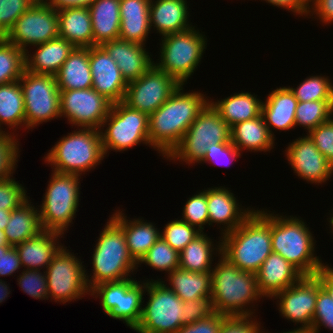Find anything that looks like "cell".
I'll use <instances>...</instances> for the list:
<instances>
[{"mask_svg": "<svg viewBox=\"0 0 333 333\" xmlns=\"http://www.w3.org/2000/svg\"><path fill=\"white\" fill-rule=\"evenodd\" d=\"M10 286L5 280L0 279V304L4 302L8 297H10Z\"/></svg>", "mask_w": 333, "mask_h": 333, "instance_id": "60", "label": "cell"}, {"mask_svg": "<svg viewBox=\"0 0 333 333\" xmlns=\"http://www.w3.org/2000/svg\"><path fill=\"white\" fill-rule=\"evenodd\" d=\"M22 264L15 247L11 245L0 246V278L1 276H13L14 273L21 272Z\"/></svg>", "mask_w": 333, "mask_h": 333, "instance_id": "55", "label": "cell"}, {"mask_svg": "<svg viewBox=\"0 0 333 333\" xmlns=\"http://www.w3.org/2000/svg\"><path fill=\"white\" fill-rule=\"evenodd\" d=\"M59 37L57 10L37 0L14 23L4 38L24 52ZM30 46H32L30 48ZM29 47V48H28Z\"/></svg>", "mask_w": 333, "mask_h": 333, "instance_id": "15", "label": "cell"}, {"mask_svg": "<svg viewBox=\"0 0 333 333\" xmlns=\"http://www.w3.org/2000/svg\"><path fill=\"white\" fill-rule=\"evenodd\" d=\"M226 315L213 312L205 319L183 325L176 333H218Z\"/></svg>", "mask_w": 333, "mask_h": 333, "instance_id": "54", "label": "cell"}, {"mask_svg": "<svg viewBox=\"0 0 333 333\" xmlns=\"http://www.w3.org/2000/svg\"><path fill=\"white\" fill-rule=\"evenodd\" d=\"M112 103L93 88L60 90V117L67 118L71 128L100 130Z\"/></svg>", "mask_w": 333, "mask_h": 333, "instance_id": "16", "label": "cell"}, {"mask_svg": "<svg viewBox=\"0 0 333 333\" xmlns=\"http://www.w3.org/2000/svg\"><path fill=\"white\" fill-rule=\"evenodd\" d=\"M26 193V187L14 177L0 180V209L13 211L19 208L30 198Z\"/></svg>", "mask_w": 333, "mask_h": 333, "instance_id": "47", "label": "cell"}, {"mask_svg": "<svg viewBox=\"0 0 333 333\" xmlns=\"http://www.w3.org/2000/svg\"><path fill=\"white\" fill-rule=\"evenodd\" d=\"M93 29V46L119 39L120 0H95L89 7Z\"/></svg>", "mask_w": 333, "mask_h": 333, "instance_id": "34", "label": "cell"}, {"mask_svg": "<svg viewBox=\"0 0 333 333\" xmlns=\"http://www.w3.org/2000/svg\"><path fill=\"white\" fill-rule=\"evenodd\" d=\"M264 98L266 99H263L261 114L270 134L275 138L274 130L286 132L295 129V110L298 100L290 88L276 87Z\"/></svg>", "mask_w": 333, "mask_h": 333, "instance_id": "25", "label": "cell"}, {"mask_svg": "<svg viewBox=\"0 0 333 333\" xmlns=\"http://www.w3.org/2000/svg\"><path fill=\"white\" fill-rule=\"evenodd\" d=\"M306 221L275 210L271 211V243L274 253H278L304 276H314L325 264L321 256H316L315 236Z\"/></svg>", "mask_w": 333, "mask_h": 333, "instance_id": "4", "label": "cell"}, {"mask_svg": "<svg viewBox=\"0 0 333 333\" xmlns=\"http://www.w3.org/2000/svg\"><path fill=\"white\" fill-rule=\"evenodd\" d=\"M184 86L180 84L169 99L149 115V143L164 160L209 102V96L200 90L184 92Z\"/></svg>", "mask_w": 333, "mask_h": 333, "instance_id": "1", "label": "cell"}, {"mask_svg": "<svg viewBox=\"0 0 333 333\" xmlns=\"http://www.w3.org/2000/svg\"><path fill=\"white\" fill-rule=\"evenodd\" d=\"M63 236L57 232L43 230L37 236L16 245L22 268L44 271L64 246L60 241Z\"/></svg>", "mask_w": 333, "mask_h": 333, "instance_id": "27", "label": "cell"}, {"mask_svg": "<svg viewBox=\"0 0 333 333\" xmlns=\"http://www.w3.org/2000/svg\"><path fill=\"white\" fill-rule=\"evenodd\" d=\"M7 128L11 131L6 130ZM21 128L25 130L24 98L20 83L14 81L2 84L0 85V130L18 135L19 131L15 132Z\"/></svg>", "mask_w": 333, "mask_h": 333, "instance_id": "38", "label": "cell"}, {"mask_svg": "<svg viewBox=\"0 0 333 333\" xmlns=\"http://www.w3.org/2000/svg\"><path fill=\"white\" fill-rule=\"evenodd\" d=\"M43 157L51 171L78 175L81 177L102 164L106 158L100 130L77 128L59 138Z\"/></svg>", "mask_w": 333, "mask_h": 333, "instance_id": "6", "label": "cell"}, {"mask_svg": "<svg viewBox=\"0 0 333 333\" xmlns=\"http://www.w3.org/2000/svg\"><path fill=\"white\" fill-rule=\"evenodd\" d=\"M100 133L107 157L111 151L123 153L140 144L154 149L149 143V115L130 108L123 101L112 104Z\"/></svg>", "mask_w": 333, "mask_h": 333, "instance_id": "10", "label": "cell"}, {"mask_svg": "<svg viewBox=\"0 0 333 333\" xmlns=\"http://www.w3.org/2000/svg\"><path fill=\"white\" fill-rule=\"evenodd\" d=\"M298 102L305 101H333V83L329 76H307L297 87H290Z\"/></svg>", "mask_w": 333, "mask_h": 333, "instance_id": "41", "label": "cell"}, {"mask_svg": "<svg viewBox=\"0 0 333 333\" xmlns=\"http://www.w3.org/2000/svg\"><path fill=\"white\" fill-rule=\"evenodd\" d=\"M18 136L10 132L0 134V180L13 177L17 163L20 161V140Z\"/></svg>", "mask_w": 333, "mask_h": 333, "instance_id": "43", "label": "cell"}, {"mask_svg": "<svg viewBox=\"0 0 333 333\" xmlns=\"http://www.w3.org/2000/svg\"><path fill=\"white\" fill-rule=\"evenodd\" d=\"M257 96V94H252L249 91H241L218 100L209 97V102L231 128L237 123L251 120L261 115L263 101Z\"/></svg>", "mask_w": 333, "mask_h": 333, "instance_id": "33", "label": "cell"}, {"mask_svg": "<svg viewBox=\"0 0 333 333\" xmlns=\"http://www.w3.org/2000/svg\"><path fill=\"white\" fill-rule=\"evenodd\" d=\"M151 0H120L119 39L147 46L151 34L149 7Z\"/></svg>", "mask_w": 333, "mask_h": 333, "instance_id": "28", "label": "cell"}, {"mask_svg": "<svg viewBox=\"0 0 333 333\" xmlns=\"http://www.w3.org/2000/svg\"><path fill=\"white\" fill-rule=\"evenodd\" d=\"M231 142L243 154L245 152H270L274 149L275 140L259 115L251 120L237 123L231 127ZM248 150V151H247Z\"/></svg>", "mask_w": 333, "mask_h": 333, "instance_id": "31", "label": "cell"}, {"mask_svg": "<svg viewBox=\"0 0 333 333\" xmlns=\"http://www.w3.org/2000/svg\"><path fill=\"white\" fill-rule=\"evenodd\" d=\"M156 278V281H162L182 301L210 298L211 296V272H190L177 268L170 272L164 280Z\"/></svg>", "mask_w": 333, "mask_h": 333, "instance_id": "36", "label": "cell"}, {"mask_svg": "<svg viewBox=\"0 0 333 333\" xmlns=\"http://www.w3.org/2000/svg\"><path fill=\"white\" fill-rule=\"evenodd\" d=\"M319 279L321 286L328 292L333 300V267L327 262L322 266V268L315 274Z\"/></svg>", "mask_w": 333, "mask_h": 333, "instance_id": "58", "label": "cell"}, {"mask_svg": "<svg viewBox=\"0 0 333 333\" xmlns=\"http://www.w3.org/2000/svg\"><path fill=\"white\" fill-rule=\"evenodd\" d=\"M262 1V0H261ZM264 2L270 4V6L278 7L291 14L299 15V17L307 18L309 14V7L302 0H263Z\"/></svg>", "mask_w": 333, "mask_h": 333, "instance_id": "57", "label": "cell"}, {"mask_svg": "<svg viewBox=\"0 0 333 333\" xmlns=\"http://www.w3.org/2000/svg\"><path fill=\"white\" fill-rule=\"evenodd\" d=\"M183 325L193 324L194 322L205 319L213 313L211 299L199 298L183 301Z\"/></svg>", "mask_w": 333, "mask_h": 333, "instance_id": "53", "label": "cell"}, {"mask_svg": "<svg viewBox=\"0 0 333 333\" xmlns=\"http://www.w3.org/2000/svg\"><path fill=\"white\" fill-rule=\"evenodd\" d=\"M179 85L172 76L153 64L141 77L128 82L123 102L150 115L169 99Z\"/></svg>", "mask_w": 333, "mask_h": 333, "instance_id": "17", "label": "cell"}, {"mask_svg": "<svg viewBox=\"0 0 333 333\" xmlns=\"http://www.w3.org/2000/svg\"><path fill=\"white\" fill-rule=\"evenodd\" d=\"M187 0H151L149 7L151 31L163 37L168 34L182 33L195 25L189 20Z\"/></svg>", "mask_w": 333, "mask_h": 333, "instance_id": "23", "label": "cell"}, {"mask_svg": "<svg viewBox=\"0 0 333 333\" xmlns=\"http://www.w3.org/2000/svg\"><path fill=\"white\" fill-rule=\"evenodd\" d=\"M230 130V126L208 102L190 125L180 143L165 159L195 166L202 161L210 145L231 142Z\"/></svg>", "mask_w": 333, "mask_h": 333, "instance_id": "9", "label": "cell"}, {"mask_svg": "<svg viewBox=\"0 0 333 333\" xmlns=\"http://www.w3.org/2000/svg\"><path fill=\"white\" fill-rule=\"evenodd\" d=\"M200 233L201 231L196 227L177 218L176 220L174 219L167 222L164 228L160 230V237H162L174 250L180 253L185 246Z\"/></svg>", "mask_w": 333, "mask_h": 333, "instance_id": "45", "label": "cell"}, {"mask_svg": "<svg viewBox=\"0 0 333 333\" xmlns=\"http://www.w3.org/2000/svg\"><path fill=\"white\" fill-rule=\"evenodd\" d=\"M197 26L182 33L168 34L158 39L161 43L158 61L154 65L186 85L201 64L207 49V36ZM201 31V32H200ZM190 77V78H189Z\"/></svg>", "mask_w": 333, "mask_h": 333, "instance_id": "7", "label": "cell"}, {"mask_svg": "<svg viewBox=\"0 0 333 333\" xmlns=\"http://www.w3.org/2000/svg\"><path fill=\"white\" fill-rule=\"evenodd\" d=\"M135 277L101 283L90 290V296L101 300L99 304L101 303L103 313L110 318L123 321L132 330L141 319L145 296V280L139 281Z\"/></svg>", "mask_w": 333, "mask_h": 333, "instance_id": "12", "label": "cell"}, {"mask_svg": "<svg viewBox=\"0 0 333 333\" xmlns=\"http://www.w3.org/2000/svg\"><path fill=\"white\" fill-rule=\"evenodd\" d=\"M309 8L316 0H302Z\"/></svg>", "mask_w": 333, "mask_h": 333, "instance_id": "65", "label": "cell"}, {"mask_svg": "<svg viewBox=\"0 0 333 333\" xmlns=\"http://www.w3.org/2000/svg\"><path fill=\"white\" fill-rule=\"evenodd\" d=\"M59 90L92 88L89 48L75 47L55 75Z\"/></svg>", "mask_w": 333, "mask_h": 333, "instance_id": "35", "label": "cell"}, {"mask_svg": "<svg viewBox=\"0 0 333 333\" xmlns=\"http://www.w3.org/2000/svg\"><path fill=\"white\" fill-rule=\"evenodd\" d=\"M141 264L159 272L165 271L168 275L179 268V253L160 237L137 263V267Z\"/></svg>", "mask_w": 333, "mask_h": 333, "instance_id": "42", "label": "cell"}, {"mask_svg": "<svg viewBox=\"0 0 333 333\" xmlns=\"http://www.w3.org/2000/svg\"><path fill=\"white\" fill-rule=\"evenodd\" d=\"M25 108V129L60 119V90L56 78L24 70L19 79Z\"/></svg>", "mask_w": 333, "mask_h": 333, "instance_id": "13", "label": "cell"}, {"mask_svg": "<svg viewBox=\"0 0 333 333\" xmlns=\"http://www.w3.org/2000/svg\"><path fill=\"white\" fill-rule=\"evenodd\" d=\"M59 37L74 47H93L92 20L88 7H72L57 10Z\"/></svg>", "mask_w": 333, "mask_h": 333, "instance_id": "30", "label": "cell"}, {"mask_svg": "<svg viewBox=\"0 0 333 333\" xmlns=\"http://www.w3.org/2000/svg\"><path fill=\"white\" fill-rule=\"evenodd\" d=\"M50 176L41 204L37 205L40 222L43 230L65 235L78 212L82 177L55 171Z\"/></svg>", "mask_w": 333, "mask_h": 333, "instance_id": "8", "label": "cell"}, {"mask_svg": "<svg viewBox=\"0 0 333 333\" xmlns=\"http://www.w3.org/2000/svg\"><path fill=\"white\" fill-rule=\"evenodd\" d=\"M264 333H269V332L266 331ZM283 333H314V332L312 330L291 329L285 332L283 331Z\"/></svg>", "mask_w": 333, "mask_h": 333, "instance_id": "62", "label": "cell"}, {"mask_svg": "<svg viewBox=\"0 0 333 333\" xmlns=\"http://www.w3.org/2000/svg\"><path fill=\"white\" fill-rule=\"evenodd\" d=\"M92 88L112 104L124 101L128 83L115 60L102 46L89 48Z\"/></svg>", "mask_w": 333, "mask_h": 333, "instance_id": "21", "label": "cell"}, {"mask_svg": "<svg viewBox=\"0 0 333 333\" xmlns=\"http://www.w3.org/2000/svg\"><path fill=\"white\" fill-rule=\"evenodd\" d=\"M102 47L115 60L127 83L141 77L154 64L149 48L142 44L115 39Z\"/></svg>", "mask_w": 333, "mask_h": 333, "instance_id": "24", "label": "cell"}, {"mask_svg": "<svg viewBox=\"0 0 333 333\" xmlns=\"http://www.w3.org/2000/svg\"><path fill=\"white\" fill-rule=\"evenodd\" d=\"M214 263L210 296L213 312L226 316H257L253 308H257L255 304L264 297L258 291L256 274L240 270L222 255Z\"/></svg>", "mask_w": 333, "mask_h": 333, "instance_id": "3", "label": "cell"}, {"mask_svg": "<svg viewBox=\"0 0 333 333\" xmlns=\"http://www.w3.org/2000/svg\"><path fill=\"white\" fill-rule=\"evenodd\" d=\"M25 70V52L0 37V85L19 81Z\"/></svg>", "mask_w": 333, "mask_h": 333, "instance_id": "39", "label": "cell"}, {"mask_svg": "<svg viewBox=\"0 0 333 333\" xmlns=\"http://www.w3.org/2000/svg\"><path fill=\"white\" fill-rule=\"evenodd\" d=\"M318 293V278L303 276L292 286L278 292L276 300L280 316L298 326L295 329L311 330Z\"/></svg>", "mask_w": 333, "mask_h": 333, "instance_id": "18", "label": "cell"}, {"mask_svg": "<svg viewBox=\"0 0 333 333\" xmlns=\"http://www.w3.org/2000/svg\"><path fill=\"white\" fill-rule=\"evenodd\" d=\"M332 211L329 210V214L330 215L328 218H327V222H328V228L330 230L331 233H333V209H331ZM332 212V213H331Z\"/></svg>", "mask_w": 333, "mask_h": 333, "instance_id": "63", "label": "cell"}, {"mask_svg": "<svg viewBox=\"0 0 333 333\" xmlns=\"http://www.w3.org/2000/svg\"><path fill=\"white\" fill-rule=\"evenodd\" d=\"M272 252L268 209L255 208L239 227L221 237V255L245 272L256 274Z\"/></svg>", "mask_w": 333, "mask_h": 333, "instance_id": "2", "label": "cell"}, {"mask_svg": "<svg viewBox=\"0 0 333 333\" xmlns=\"http://www.w3.org/2000/svg\"><path fill=\"white\" fill-rule=\"evenodd\" d=\"M217 240L201 232L179 253V268L190 272H211L212 262L221 255V236Z\"/></svg>", "mask_w": 333, "mask_h": 333, "instance_id": "32", "label": "cell"}, {"mask_svg": "<svg viewBox=\"0 0 333 333\" xmlns=\"http://www.w3.org/2000/svg\"><path fill=\"white\" fill-rule=\"evenodd\" d=\"M228 189L225 185L207 187L209 226L217 225L221 237L239 227L255 210V207L242 206L232 190Z\"/></svg>", "mask_w": 333, "mask_h": 333, "instance_id": "20", "label": "cell"}, {"mask_svg": "<svg viewBox=\"0 0 333 333\" xmlns=\"http://www.w3.org/2000/svg\"><path fill=\"white\" fill-rule=\"evenodd\" d=\"M311 17L325 26H331L329 24L333 23V0H316L309 8L307 18Z\"/></svg>", "mask_w": 333, "mask_h": 333, "instance_id": "56", "label": "cell"}, {"mask_svg": "<svg viewBox=\"0 0 333 333\" xmlns=\"http://www.w3.org/2000/svg\"><path fill=\"white\" fill-rule=\"evenodd\" d=\"M286 146L284 156L298 178L321 187L330 180L333 175V165L317 149L307 134L293 139Z\"/></svg>", "mask_w": 333, "mask_h": 333, "instance_id": "19", "label": "cell"}, {"mask_svg": "<svg viewBox=\"0 0 333 333\" xmlns=\"http://www.w3.org/2000/svg\"><path fill=\"white\" fill-rule=\"evenodd\" d=\"M56 10L72 7H89L95 0H44Z\"/></svg>", "mask_w": 333, "mask_h": 333, "instance_id": "59", "label": "cell"}, {"mask_svg": "<svg viewBox=\"0 0 333 333\" xmlns=\"http://www.w3.org/2000/svg\"><path fill=\"white\" fill-rule=\"evenodd\" d=\"M37 0H0V37H4L16 20Z\"/></svg>", "mask_w": 333, "mask_h": 333, "instance_id": "49", "label": "cell"}, {"mask_svg": "<svg viewBox=\"0 0 333 333\" xmlns=\"http://www.w3.org/2000/svg\"><path fill=\"white\" fill-rule=\"evenodd\" d=\"M146 304L143 299L137 333H176L183 326V301L162 281L145 278ZM145 304V305H144Z\"/></svg>", "mask_w": 333, "mask_h": 333, "instance_id": "11", "label": "cell"}, {"mask_svg": "<svg viewBox=\"0 0 333 333\" xmlns=\"http://www.w3.org/2000/svg\"><path fill=\"white\" fill-rule=\"evenodd\" d=\"M306 134L317 149L333 165V116Z\"/></svg>", "mask_w": 333, "mask_h": 333, "instance_id": "50", "label": "cell"}, {"mask_svg": "<svg viewBox=\"0 0 333 333\" xmlns=\"http://www.w3.org/2000/svg\"><path fill=\"white\" fill-rule=\"evenodd\" d=\"M34 47L37 48L35 52L31 50L25 52V70L53 76L57 74L75 48L70 42L60 37Z\"/></svg>", "mask_w": 333, "mask_h": 333, "instance_id": "29", "label": "cell"}, {"mask_svg": "<svg viewBox=\"0 0 333 333\" xmlns=\"http://www.w3.org/2000/svg\"><path fill=\"white\" fill-rule=\"evenodd\" d=\"M9 245L6 235L3 230H0V246Z\"/></svg>", "mask_w": 333, "mask_h": 333, "instance_id": "64", "label": "cell"}, {"mask_svg": "<svg viewBox=\"0 0 333 333\" xmlns=\"http://www.w3.org/2000/svg\"><path fill=\"white\" fill-rule=\"evenodd\" d=\"M67 248L64 244L44 270L47 278L48 300L51 298V302L54 300L64 305L90 295L85 278V264H82L84 261L77 256L78 253L74 254Z\"/></svg>", "mask_w": 333, "mask_h": 333, "instance_id": "14", "label": "cell"}, {"mask_svg": "<svg viewBox=\"0 0 333 333\" xmlns=\"http://www.w3.org/2000/svg\"><path fill=\"white\" fill-rule=\"evenodd\" d=\"M257 319V316H226L218 333H264Z\"/></svg>", "mask_w": 333, "mask_h": 333, "instance_id": "52", "label": "cell"}, {"mask_svg": "<svg viewBox=\"0 0 333 333\" xmlns=\"http://www.w3.org/2000/svg\"><path fill=\"white\" fill-rule=\"evenodd\" d=\"M111 218L123 229L129 254L138 263L160 238V228L143 217L129 218L124 209H113Z\"/></svg>", "mask_w": 333, "mask_h": 333, "instance_id": "26", "label": "cell"}, {"mask_svg": "<svg viewBox=\"0 0 333 333\" xmlns=\"http://www.w3.org/2000/svg\"><path fill=\"white\" fill-rule=\"evenodd\" d=\"M333 116V101L298 102L295 110L296 127H303L307 133Z\"/></svg>", "mask_w": 333, "mask_h": 333, "instance_id": "40", "label": "cell"}, {"mask_svg": "<svg viewBox=\"0 0 333 333\" xmlns=\"http://www.w3.org/2000/svg\"><path fill=\"white\" fill-rule=\"evenodd\" d=\"M242 153L232 144L229 143H220V144H213L210 145L205 156L203 157L200 164H214L223 165V166H230L233 164V161L240 158Z\"/></svg>", "mask_w": 333, "mask_h": 333, "instance_id": "51", "label": "cell"}, {"mask_svg": "<svg viewBox=\"0 0 333 333\" xmlns=\"http://www.w3.org/2000/svg\"><path fill=\"white\" fill-rule=\"evenodd\" d=\"M322 326L333 332V300L328 292L321 286L318 279V293L311 330L314 333H320Z\"/></svg>", "mask_w": 333, "mask_h": 333, "instance_id": "48", "label": "cell"}, {"mask_svg": "<svg viewBox=\"0 0 333 333\" xmlns=\"http://www.w3.org/2000/svg\"><path fill=\"white\" fill-rule=\"evenodd\" d=\"M97 238L91 256L90 275L85 266L90 290L98 284L121 281L133 277L135 272L137 274V263L129 254L123 229L110 216Z\"/></svg>", "mask_w": 333, "mask_h": 333, "instance_id": "5", "label": "cell"}, {"mask_svg": "<svg viewBox=\"0 0 333 333\" xmlns=\"http://www.w3.org/2000/svg\"><path fill=\"white\" fill-rule=\"evenodd\" d=\"M11 211L0 209V230H5L10 220Z\"/></svg>", "mask_w": 333, "mask_h": 333, "instance_id": "61", "label": "cell"}, {"mask_svg": "<svg viewBox=\"0 0 333 333\" xmlns=\"http://www.w3.org/2000/svg\"><path fill=\"white\" fill-rule=\"evenodd\" d=\"M17 284L23 293L39 300H48V286L45 271L23 269L17 275Z\"/></svg>", "mask_w": 333, "mask_h": 333, "instance_id": "46", "label": "cell"}, {"mask_svg": "<svg viewBox=\"0 0 333 333\" xmlns=\"http://www.w3.org/2000/svg\"><path fill=\"white\" fill-rule=\"evenodd\" d=\"M31 201L29 198L19 208L11 211L4 233L9 245L13 247L43 231L39 209Z\"/></svg>", "mask_w": 333, "mask_h": 333, "instance_id": "37", "label": "cell"}, {"mask_svg": "<svg viewBox=\"0 0 333 333\" xmlns=\"http://www.w3.org/2000/svg\"><path fill=\"white\" fill-rule=\"evenodd\" d=\"M304 275L278 253L272 252L256 273L257 288L264 298H272L298 282Z\"/></svg>", "mask_w": 333, "mask_h": 333, "instance_id": "22", "label": "cell"}, {"mask_svg": "<svg viewBox=\"0 0 333 333\" xmlns=\"http://www.w3.org/2000/svg\"><path fill=\"white\" fill-rule=\"evenodd\" d=\"M203 190V191H202ZM196 191L192 197H188L182 210L181 220L204 232L205 226L209 227V215L207 206V189Z\"/></svg>", "mask_w": 333, "mask_h": 333, "instance_id": "44", "label": "cell"}]
</instances>
